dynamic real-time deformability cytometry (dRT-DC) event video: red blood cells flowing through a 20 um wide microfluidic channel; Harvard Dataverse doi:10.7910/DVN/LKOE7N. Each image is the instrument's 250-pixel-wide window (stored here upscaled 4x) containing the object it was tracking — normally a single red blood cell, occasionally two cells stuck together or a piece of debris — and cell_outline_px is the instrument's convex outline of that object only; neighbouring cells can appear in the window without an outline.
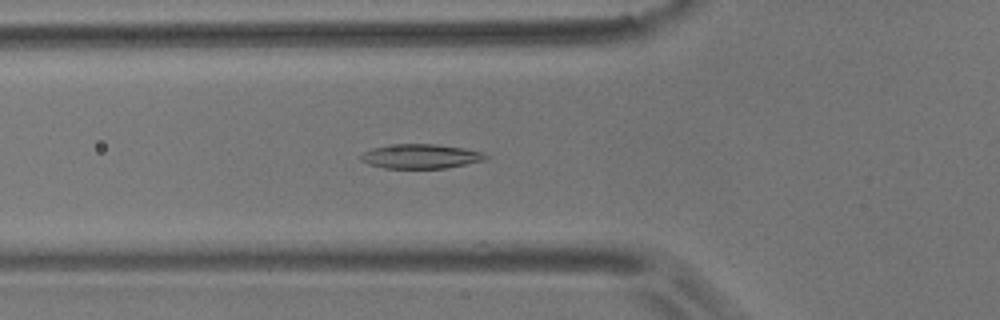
{"species": "common noctule bat (a hibernating species)", "species_latin": "Nyctalus noctula", "temperature_condition": "room temperature", "stored_images_in_passage": 47, "camera_frame_rate_fps": 3000, "um_per_image_px": 0.085, "animal": {"sex": "male", "body_mass_g": 17.9}, "frame": {"image": 1, "passage_image": 10, "time_ms": 3.0, "image_size_px": [1000, 320], "cell_outline_px": [[492, 156], [488, 160], [444, 168], [384, 168], [368, 164], [360, 160], [360, 156], [364, 152], [372, 148], [388, 144], [436, 144], [464, 148], [484, 152]], "centroid_in_image_um": [35.81, 13.28], "position_along_channel_um": 90.0, "area_um2": 18.03}}
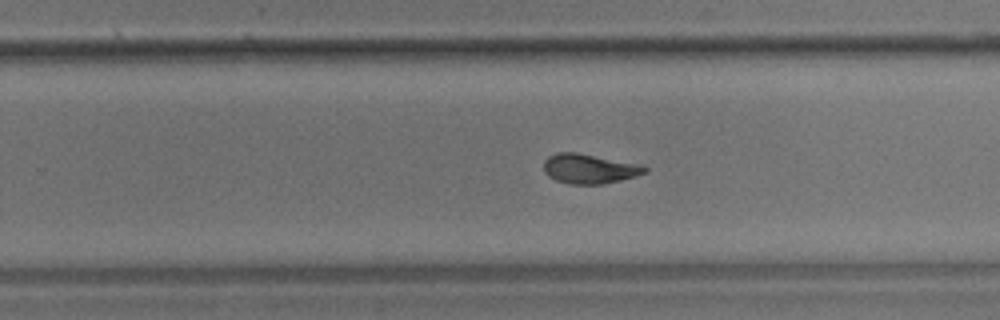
{"frame": {"image": 2, "passage_image": 26, "time_ms": 8.333, "image_size_px": [1000, 320], "cell_outline_px": [[648, 172], [636, 176], [620, 180], [600, 184], [568, 184], [556, 180], [548, 176], [544, 172], [544, 160], [548, 156], [556, 152], [576, 152], [636, 164], [648, 168]], "centroid_in_image_um": [50.04, 14.34], "position_along_channel_um": 279.8, "area_um2": 17.28}}
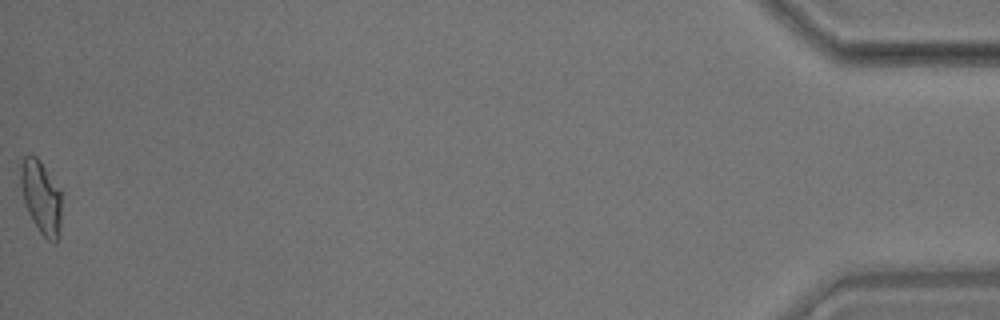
{"frame": {"image": 3, "passage_image": 47, "time_ms": 15.333, "image_size_px": [1000, 320], "cell_outline_px": [[60, 236], [56, 244], [52, 244], [40, 232], [32, 220], [24, 204], [20, 184], [20, 164], [24, 156], [36, 156], [40, 160], [60, 188]], "centroid_in_image_um": [3.49, 16.78], "position_along_channel_um": 431.7, "area_um2": 17.69}, "authors_computed_cell_mechanics": {"area_um2": 17.5712, "velocity_mm_per_s": 3.5533, "shape_relaxation_time_tau1_ms": 7.6226, "shape_relaxation_time_tau2_ms": 3.333, "deformation_change_tau1": 0.2111, "deformation_change_tau2": 0.103}}